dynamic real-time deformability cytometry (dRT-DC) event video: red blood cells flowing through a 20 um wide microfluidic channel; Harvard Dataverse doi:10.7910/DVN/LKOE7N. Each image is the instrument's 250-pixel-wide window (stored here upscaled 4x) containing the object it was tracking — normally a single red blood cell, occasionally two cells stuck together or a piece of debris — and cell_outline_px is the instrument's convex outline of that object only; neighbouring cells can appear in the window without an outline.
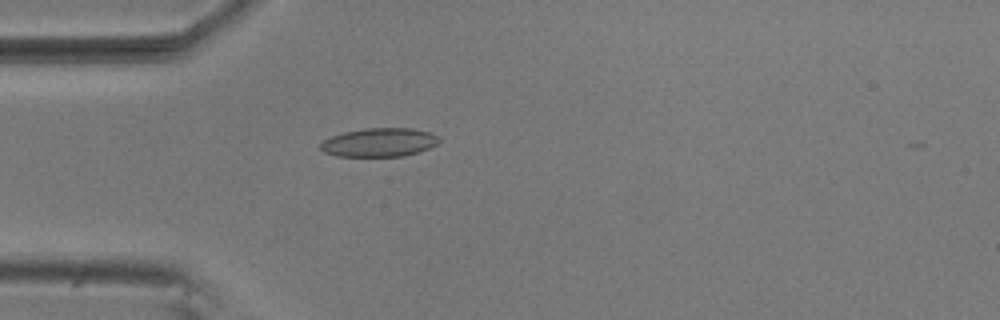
{"species": "common noctule bat (a hibernating species)", "species_latin": "Nyctalus noctula", "temperature_condition": "room temperature", "stored_images_in_passage": 40, "camera_frame_rate_fps": 3000, "um_per_image_px": 0.085, "animal": {"sex": "male", "body_mass_g": 20.5, "forearm_length_mm": 52.5}, "frame": {"image": 1, "passage_image": 1, "time_ms": 0.0, "image_size_px": [1000, 320], "cell_outline_px": [[440, 140], [436, 144], [428, 148], [404, 156], [336, 156], [324, 152], [320, 148], [320, 144], [324, 140], [332, 136], [344, 132], [364, 128], [412, 128], [428, 132], [436, 136]], "centroid_in_image_um": [32.2, 12.1], "position_along_channel_um": 52.8, "area_um2": 19.59}}
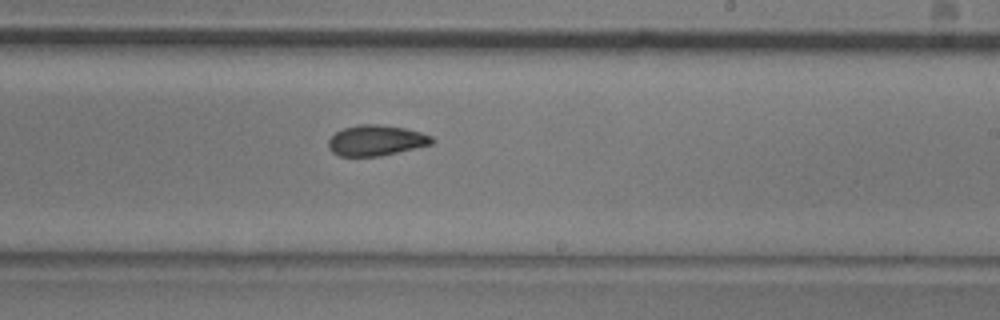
{"frame": {"image": 2, "passage_image": 18, "time_ms": 5.667, "image_size_px": [1000, 320], "cell_outline_px": [[436, 140], [432, 144], [416, 148], [380, 156], [340, 156], [332, 152], [328, 148], [328, 140], [336, 132], [344, 128], [360, 124], [376, 124], [404, 128], [420, 132], [432, 136]], "centroid_in_image_um": [31.97, 11.94], "position_along_channel_um": 257.0, "area_um2": 18.44}}
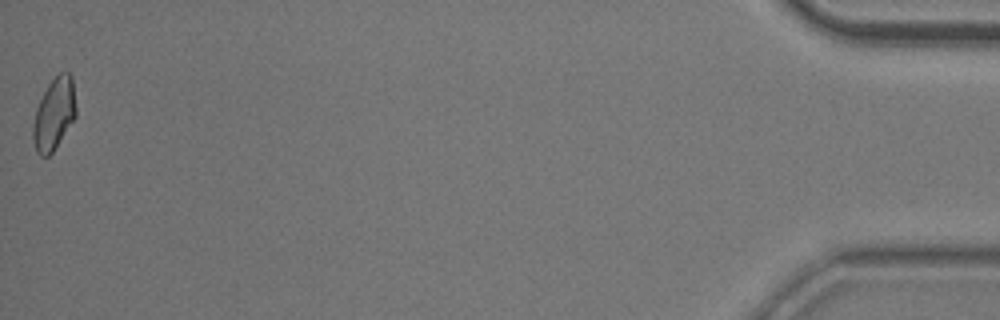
{"frame": {"image": 3, "passage_image": 40, "time_ms": 13.0, "image_size_px": [1000, 320], "cell_outline_px": [[76, 116], [52, 152], [48, 156], [40, 156], [36, 152], [32, 136], [32, 124], [36, 108], [48, 84], [60, 72], [68, 72], [72, 76], [76, 108]], "centroid_in_image_um": [4.58, 9.69], "position_along_channel_um": 430.6, "area_um2": 17.92}, "authors_computed_cell_mechanics": {"area_um2": 18.5538, "velocity_mm_per_s": 3.7121, "shape_relaxation_time_tau1_ms": 6.2124, "shape_relaxation_time_tau2_ms": 3.5225, "deformation_change_tau1": 0.1125, "deformation_change_tau2": 0.0737}}